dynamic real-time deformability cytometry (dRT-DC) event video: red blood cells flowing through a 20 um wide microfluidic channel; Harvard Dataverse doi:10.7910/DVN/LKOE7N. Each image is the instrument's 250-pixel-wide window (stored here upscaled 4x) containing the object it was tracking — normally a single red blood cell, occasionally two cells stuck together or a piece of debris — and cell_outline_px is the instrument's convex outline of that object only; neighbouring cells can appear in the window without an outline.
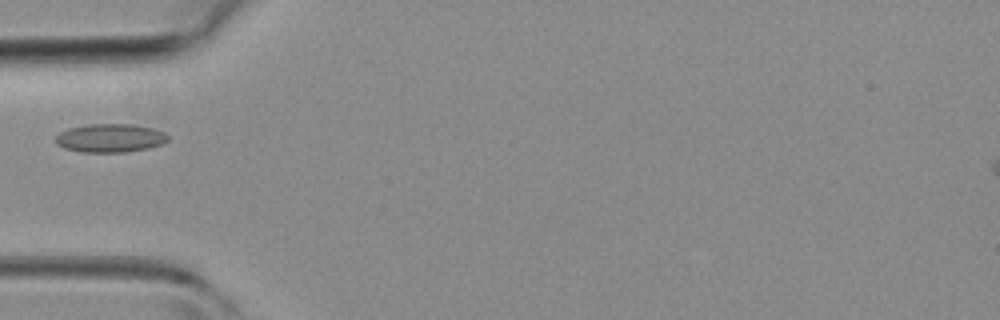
{"species": "common noctule bat (a hibernating species)", "species_latin": "Nyctalus noctula", "temperature_condition": "room temperature", "stored_images_in_passage": 6, "camera_frame_rate_fps": 3000, "um_per_image_px": 0.085, "animal": {"sex": "female", "body_mass_g": 19.3, "forearm_length_mm": 54.1}, "frame": {"image": 1, "passage_image": 1, "time_ms": 0.0, "image_size_px": [1000, 320], "cell_outline_px": [[168, 140], [160, 144], [148, 148], [124, 152], [80, 152], [64, 148], [56, 144], [56, 136], [60, 132], [68, 128], [88, 124], [132, 124], [152, 128], [164, 132], [168, 136]], "centroid_in_image_um": [9.34, 11.73], "position_along_channel_um": 75.7, "area_um2": 18.61}}
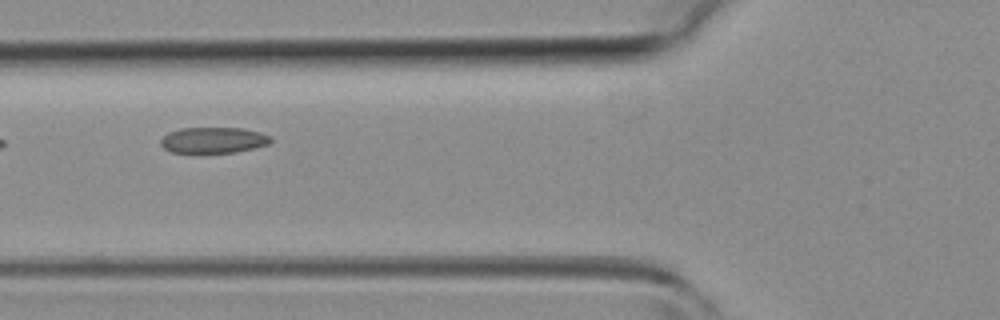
{"frame": {"image": 2, "passage_image": 3, "time_ms": 0.667, "image_size_px": [1000, 320], "cell_outline_px": [[272, 140], [268, 144], [256, 148], [236, 152], [172, 152], [164, 148], [160, 144], [160, 140], [168, 132], [180, 128], [244, 128], [260, 132], [272, 136]], "centroid_in_image_um": [18.17, 11.9], "position_along_channel_um": 107.6, "area_um2": 16.65}}